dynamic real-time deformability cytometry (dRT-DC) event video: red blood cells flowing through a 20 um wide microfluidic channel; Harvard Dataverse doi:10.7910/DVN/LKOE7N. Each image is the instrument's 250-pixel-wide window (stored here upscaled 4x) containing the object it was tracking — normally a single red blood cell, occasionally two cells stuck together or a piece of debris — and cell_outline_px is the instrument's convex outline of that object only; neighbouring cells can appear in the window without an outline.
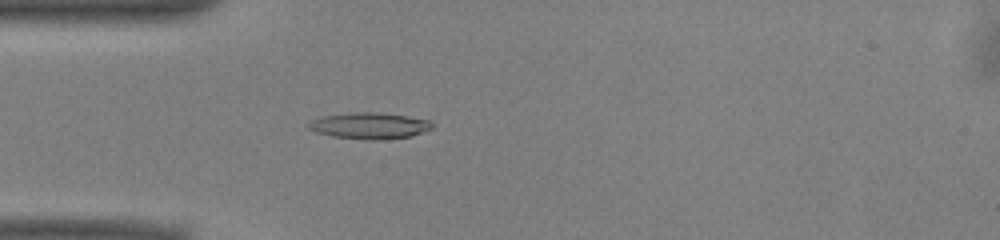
{"species": "common noctule bat (a hibernating species)", "species_latin": "Nyctalus noctula", "temperature_condition": "warm", "stored_images_in_passage": 52, "camera_frame_rate_fps": 3000, "um_per_image_px": 0.085, "animal": {"sex": "male", "body_mass_g": 13.0, "forearm_length_mm": 53.1}, "frame": {"image": 1, "passage_image": 15, "time_ms": 4.667, "image_size_px": [1000, 240], "cell_outline_px": [[432, 128], [424, 132], [412, 136], [380, 140], [372, 140], [332, 136], [316, 132], [308, 128], [308, 124], [312, 120], [324, 116], [348, 112], [380, 112], [408, 116], [432, 120]], "centroid_in_image_um": [31.45, 10.68], "position_along_channel_um": 53.6, "area_um2": 19.07}}
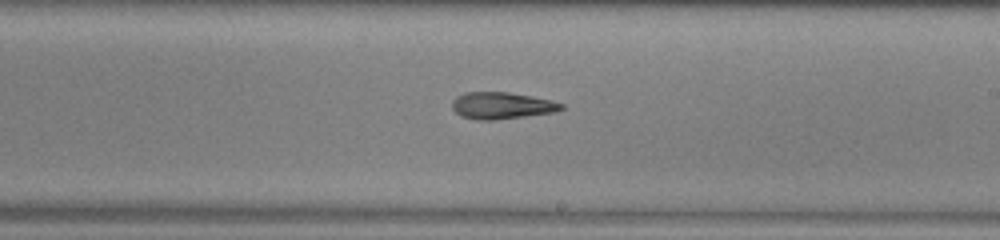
{"frame": {"image": 2, "passage_image": 30, "time_ms": 9.667, "image_size_px": [1000, 240], "cell_outline_px": [[564, 108], [556, 112], [496, 120], [476, 120], [460, 116], [452, 108], [452, 100], [456, 96], [464, 92], [508, 92], [532, 96], [552, 100], [564, 104]], "centroid_in_image_um": [42.64, 8.97], "position_along_channel_um": 246.4, "area_um2": 17.28}}
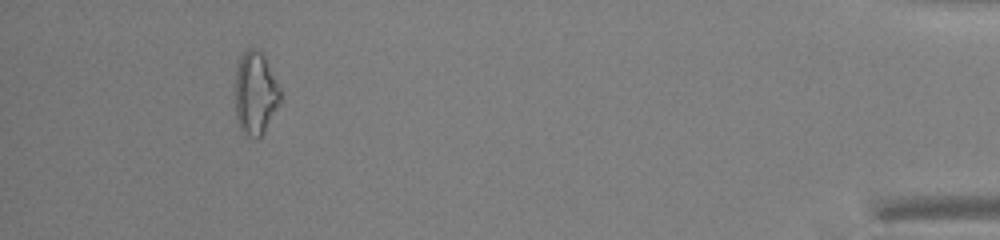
{"frame": {"image": 3, "passage_image": 48, "time_ms": 15.667, "image_size_px": [1000, 240], "cell_outline_px": [[280, 104], [264, 132], [260, 136], [248, 136], [240, 128], [236, 116], [236, 72], [240, 56], [248, 48], [256, 48], [264, 56], [280, 88]], "centroid_in_image_um": [21.72, 7.91], "position_along_channel_um": 413.5, "area_um2": 21.5}, "authors_computed_cell_mechanics": {"area_um2": 18.1781, "velocity_mm_per_s": 3.9819, "shape_relaxation_time_tau1_ms": 10.286, "shape_relaxation_time_tau2_ms": 3.4628, "deformation_change_tau1": 0.2286, "deformation_change_tau2": 0.1267}}